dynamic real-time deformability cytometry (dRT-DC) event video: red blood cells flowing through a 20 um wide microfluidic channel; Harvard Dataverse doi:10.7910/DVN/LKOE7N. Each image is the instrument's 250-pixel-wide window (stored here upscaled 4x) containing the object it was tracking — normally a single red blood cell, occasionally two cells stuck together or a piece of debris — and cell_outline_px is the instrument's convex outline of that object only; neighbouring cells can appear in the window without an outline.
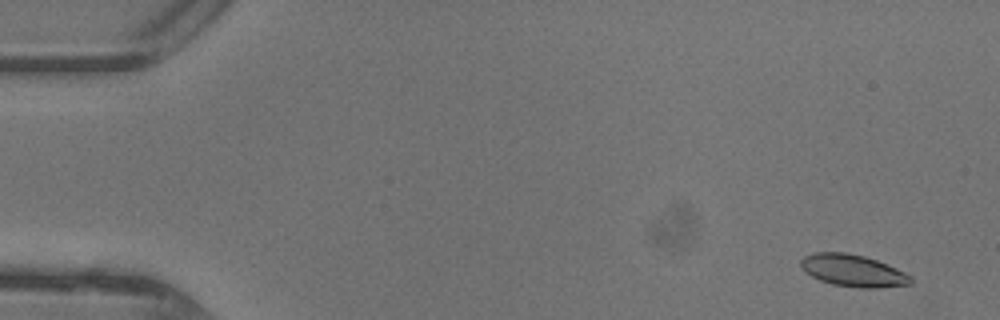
{"species": "common noctule bat (a hibernating species)", "species_latin": "Nyctalus noctula", "temperature_condition": "warm", "stored_images_in_passage": 14, "camera_frame_rate_fps": 3000, "um_per_image_px": 0.085, "animal": {"sex": "female"}, "frame": {"image": 1, "passage_image": 3, "time_ms": 0.667, "image_size_px": [1000, 320], "cell_outline_px": [[912, 284], [876, 288], [856, 288], [832, 284], [820, 280], [812, 276], [800, 264], [800, 260], [804, 256], [816, 252], [848, 252], [864, 256], [876, 260], [896, 268], [912, 276]], "centroid_in_image_um": [72.53, 23.0], "position_along_channel_um": 12.5, "area_um2": 20.46}}